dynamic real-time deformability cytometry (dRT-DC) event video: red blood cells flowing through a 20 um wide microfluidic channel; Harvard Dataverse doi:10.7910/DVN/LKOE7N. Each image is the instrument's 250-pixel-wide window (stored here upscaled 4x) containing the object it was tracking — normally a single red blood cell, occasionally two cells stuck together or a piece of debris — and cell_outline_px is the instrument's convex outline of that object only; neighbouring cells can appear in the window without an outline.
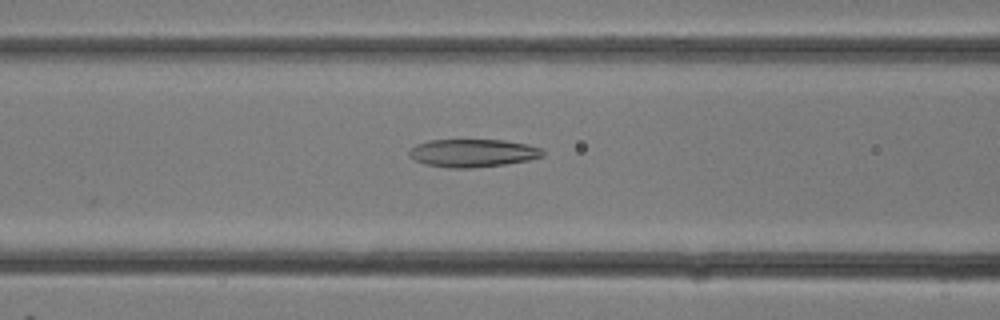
{"species": "common noctule bat (a hibernating species)", "species_latin": "Nyctalus noctula", "temperature_condition": "room temperature", "stored_images_in_passage": 22, "camera_frame_rate_fps": 3000, "um_per_image_px": 0.085, "animal": {"sex": "female"}, "frame": {"image": 1, "passage_image": 5, "time_ms": 1.333, "image_size_px": [1000, 320], "cell_outline_px": [[544, 156], [528, 160], [504, 164], [472, 168], [448, 168], [424, 164], [408, 156], [408, 152], [416, 144], [428, 140], [504, 140], [528, 144], [544, 148]], "centroid_in_image_um": [40.2, 13.0], "position_along_channel_um": 126.4, "area_um2": 21.91}}
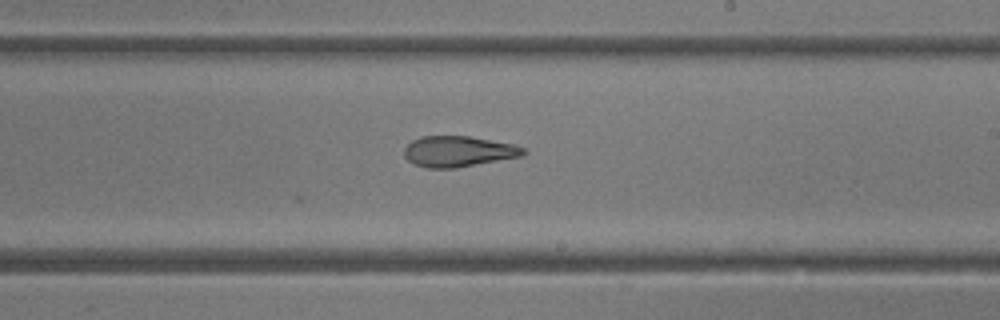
{"frame": {"image": 2, "passage_image": 10, "time_ms": 3.0, "image_size_px": [1000, 320], "cell_outline_px": [[528, 152], [520, 156], [456, 168], [428, 168], [416, 164], [408, 160], [404, 156], [404, 148], [412, 140], [420, 136], [468, 136], [516, 144], [524, 148]], "centroid_in_image_um": [38.96, 12.86], "position_along_channel_um": 250.0, "area_um2": 21.33}}
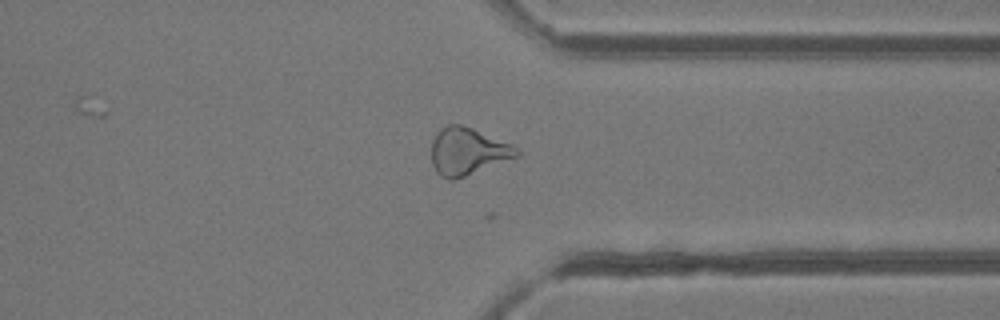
{"frame": {"image": 3, "passage_image": 15, "time_ms": 4.667, "image_size_px": [1000, 320], "cell_outline_px": [[520, 156], [464, 176], [452, 180], [448, 180], [440, 176], [436, 172], [432, 164], [432, 140], [436, 132], [440, 128], [448, 124], [460, 124], [472, 128], [512, 144], [520, 148]], "centroid_in_image_um": [39.75, 12.86], "position_along_channel_um": 371.6, "area_um2": 23.58}}